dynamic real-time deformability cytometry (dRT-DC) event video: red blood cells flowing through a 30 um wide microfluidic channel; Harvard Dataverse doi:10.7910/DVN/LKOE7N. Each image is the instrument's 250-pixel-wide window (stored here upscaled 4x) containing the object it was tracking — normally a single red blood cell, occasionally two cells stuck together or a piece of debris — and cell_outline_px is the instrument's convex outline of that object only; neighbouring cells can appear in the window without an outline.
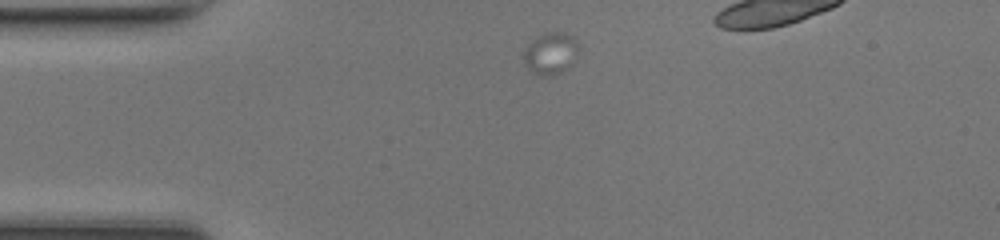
{"species": "common noctule bat (a hibernating species)", "species_latin": "Nyctalus noctula", "temperature_condition": "room temperature", "stored_images_in_passage": 14, "camera_frame_rate_fps": 3000, "um_per_image_px": 0.085, "animal": {"sex": "female", "body_mass_g": 17.0, "forearm_length_mm": 48.0}, "frame": {"image": 1, "passage_image": 1, "time_ms": 0.0, "image_size_px": [1000, 240], "cell_outline_px": [[576, 52], [568, 64], [560, 72], [548, 76], [544, 76], [532, 72], [528, 68], [524, 60], [524, 52], [528, 44], [544, 32], [564, 32], [572, 36], [576, 40]], "centroid_in_image_um": [46.75, 4.51], "position_along_channel_um": 38.3, "area_um2": 12.72}}
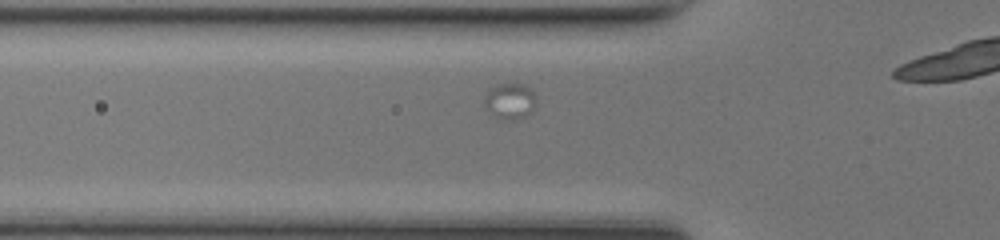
{"frame": {"image": 2, "passage_image": 8, "time_ms": 2.333, "image_size_px": [1000, 240], "cell_outline_px": [[536, 104], [532, 108], [520, 116], [508, 120], [496, 116], [484, 104], [484, 96], [496, 84], [516, 80], [532, 88], [536, 96]], "centroid_in_image_um": [43.37, 8.47], "position_along_channel_um": 82.4, "area_um2": 10.75}}